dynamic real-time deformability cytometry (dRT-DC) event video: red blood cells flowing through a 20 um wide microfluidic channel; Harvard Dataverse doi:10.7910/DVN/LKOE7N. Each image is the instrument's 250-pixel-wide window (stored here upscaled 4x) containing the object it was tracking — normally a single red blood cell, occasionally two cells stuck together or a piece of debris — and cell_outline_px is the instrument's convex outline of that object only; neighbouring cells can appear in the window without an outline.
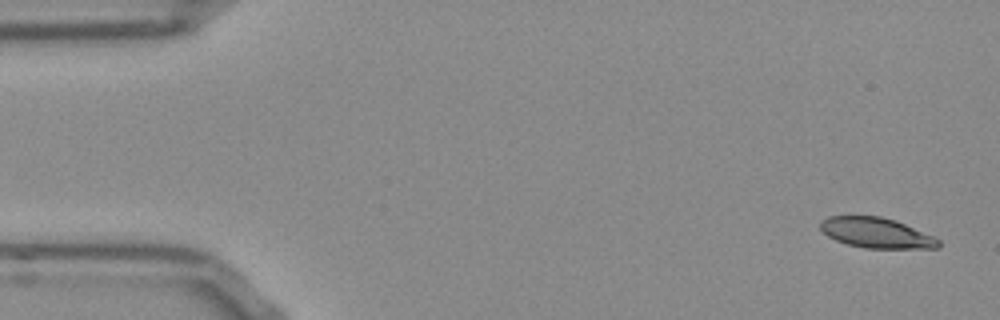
{"species": "Egyptian fruit bat (a non-hibernating species)", "species_latin": "Rousettus aegyptiacus", "temperature_condition": "room temperature", "stored_images_in_passage": 52, "camera_frame_rate_fps": 3000, "um_per_image_px": 0.085, "frame": {"image": 1, "passage_image": 1, "time_ms": 0.0, "image_size_px": [1000, 320], "cell_outline_px": [[940, 248], [864, 248], [848, 244], [836, 240], [828, 236], [820, 228], [820, 220], [828, 216], [880, 216], [896, 220], [932, 236], [940, 240]], "centroid_in_image_um": [74.47, 19.79], "position_along_channel_um": 10.5, "area_um2": 20.75}}
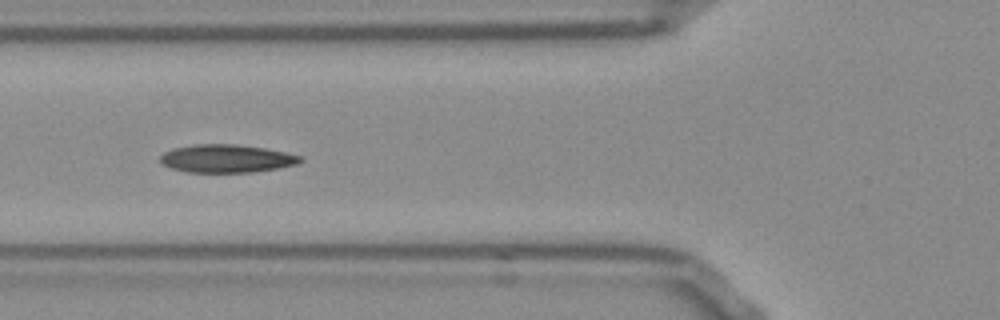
{"frame": {"image": 2, "passage_image": 18, "time_ms": 5.667, "image_size_px": [1000, 320], "cell_outline_px": [[304, 160], [296, 164], [276, 168], [252, 172], [184, 172], [160, 164], [160, 156], [164, 152], [172, 148], [196, 144], [236, 144], [264, 148], [304, 156]], "centroid_in_image_um": [19.23, 13.47], "position_along_channel_um": 106.6, "area_um2": 22.95}}
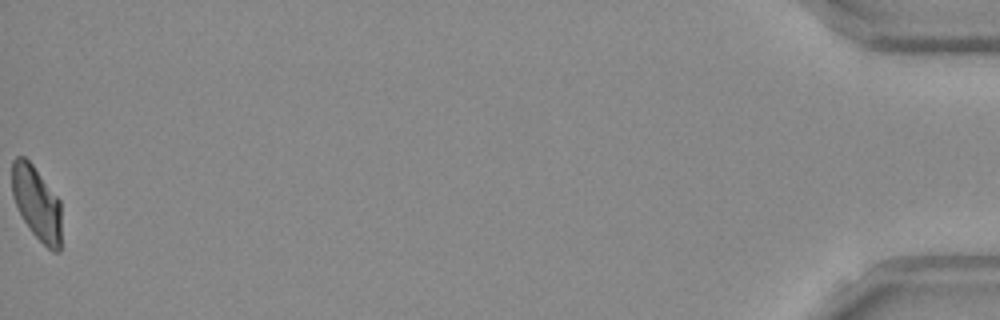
{"frame": {"image": 3, "passage_image": 52, "time_ms": 17.0, "image_size_px": [1000, 320], "cell_outline_px": [[60, 252], [52, 252], [32, 232], [24, 220], [12, 196], [12, 160], [16, 156], [24, 156], [32, 164], [60, 200]], "centroid_in_image_um": [3.11, 17.25], "position_along_channel_um": 432.1, "area_um2": 20.98}, "authors_computed_cell_mechanics": {"area_um2": 22.5998, "velocity_mm_per_s": 3.8014, "shape_relaxation_time_tau1_ms": 8.3812, "shape_relaxation_time_tau2_ms": 2.3465, "deformation_change_tau1": 0.1981, "deformation_change_tau2": 0.0692}}